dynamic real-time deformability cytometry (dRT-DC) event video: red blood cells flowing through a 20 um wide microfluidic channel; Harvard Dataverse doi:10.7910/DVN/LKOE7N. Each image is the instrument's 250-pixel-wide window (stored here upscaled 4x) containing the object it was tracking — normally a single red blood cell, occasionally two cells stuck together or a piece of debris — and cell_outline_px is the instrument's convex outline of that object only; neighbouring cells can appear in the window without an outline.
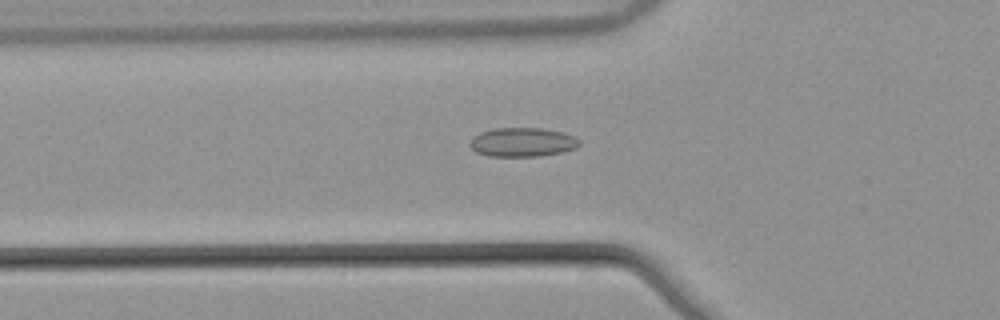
{"species": "common noctule bat (a hibernating species)", "species_latin": "Nyctalus noctula", "temperature_condition": "warm", "stored_images_in_passage": 53, "camera_frame_rate_fps": 3000, "um_per_image_px": 0.085, "animal": {"sex": "male", "body_mass_g": 21.5, "forearm_length_mm": 52.0}, "frame": {"image": 1, "passage_image": 19, "time_ms": 6.0, "image_size_px": [1000, 320], "cell_outline_px": [[580, 144], [576, 148], [560, 152], [540, 156], [488, 156], [476, 152], [468, 144], [472, 136], [480, 132], [492, 128], [544, 128], [564, 132], [576, 136], [580, 140]], "centroid_in_image_um": [44.4, 12.07], "position_along_channel_um": 81.4, "area_um2": 18.79}}
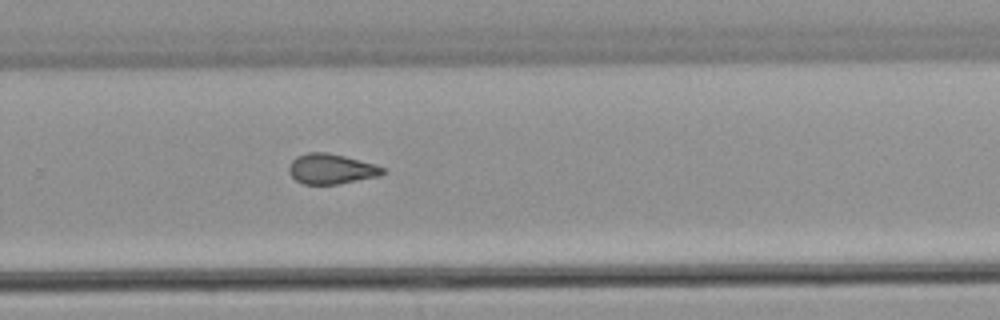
{"frame": {"image": 2, "passage_image": 36, "time_ms": 11.667, "image_size_px": [1000, 320], "cell_outline_px": [[388, 172], [380, 176], [336, 184], [304, 184], [296, 180], [288, 172], [288, 168], [292, 160], [296, 156], [308, 152], [328, 152], [344, 156], [372, 164], [384, 168]], "centroid_in_image_um": [28.14, 14.36], "position_along_channel_um": 301.7, "area_um2": 16.42}}
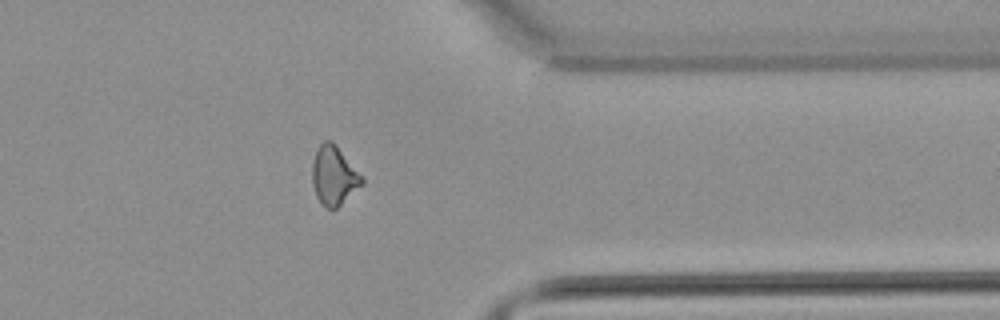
{"frame": {"image": 3, "passage_image": 43, "time_ms": 14.0, "image_size_px": [1000, 320], "cell_outline_px": [[364, 184], [336, 208], [324, 208], [320, 204], [316, 196], [312, 184], [312, 164], [316, 148], [324, 140], [332, 140], [336, 144], [364, 180]], "centroid_in_image_um": [28.35, 14.93], "position_along_channel_um": 383.1, "area_um2": 17.11}, "authors_computed_cell_mechanics": {"area_um2": 17.051, "velocity_mm_per_s": 3.881, "shape_relaxation_time_tau1_ms": null, "shape_relaxation_time_tau2_ms": 1.9734, "deformation_change_tau1": null, "deformation_change_tau2": 0.0788}}